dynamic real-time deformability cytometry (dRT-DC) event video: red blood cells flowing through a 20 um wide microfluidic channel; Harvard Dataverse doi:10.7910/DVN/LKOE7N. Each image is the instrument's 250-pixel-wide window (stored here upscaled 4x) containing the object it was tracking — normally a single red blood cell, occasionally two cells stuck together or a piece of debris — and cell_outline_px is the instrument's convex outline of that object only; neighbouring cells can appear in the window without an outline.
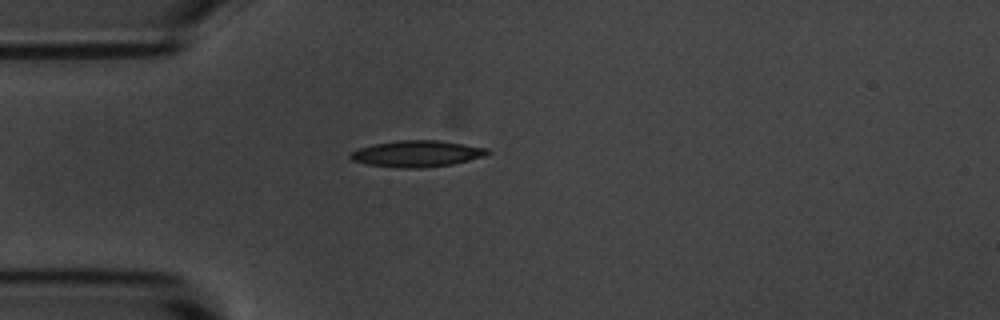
{"species": "common noctule bat (a hibernating species)", "species_latin": "Nyctalus noctula", "temperature_condition": "room temperature", "stored_images_in_passage": 35, "camera_frame_rate_fps": 3000, "um_per_image_px": 0.085, "animal": {"sex": "male", "body_mass_g": 20.1, "forearm_length_mm": 53.5}, "frame": {"image": 1, "passage_image": 1, "time_ms": 0.0, "image_size_px": [1000, 320], "cell_outline_px": [[492, 152], [484, 156], [452, 164], [420, 168], [400, 168], [368, 164], [352, 160], [348, 156], [352, 152], [360, 148], [372, 144], [400, 140], [440, 140], [488, 148]], "centroid_in_image_um": [35.46, 13.06], "position_along_channel_um": 49.5, "area_um2": 20.98}}
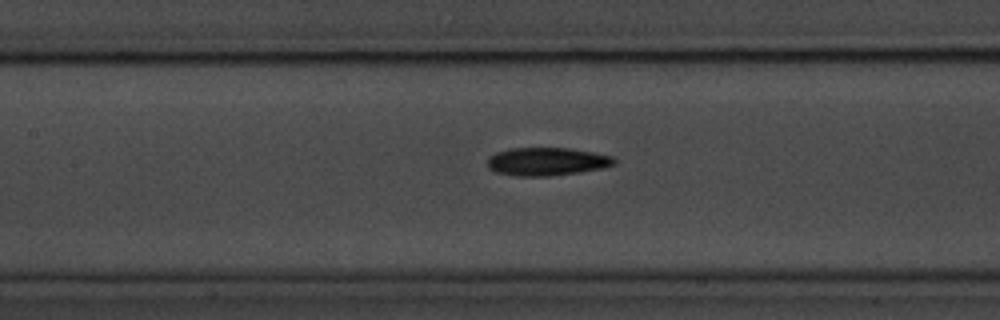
{"frame": {"image": 2, "passage_image": 11, "time_ms": 3.333, "image_size_px": [1000, 320], "cell_outline_px": [[616, 164], [600, 168], [580, 172], [548, 176], [516, 176], [496, 172], [488, 168], [488, 156], [496, 152], [512, 148], [568, 148], [592, 152], [612, 156], [616, 160]], "centroid_in_image_um": [46.46, 13.73], "position_along_channel_um": 160.9, "area_um2": 20.69}}
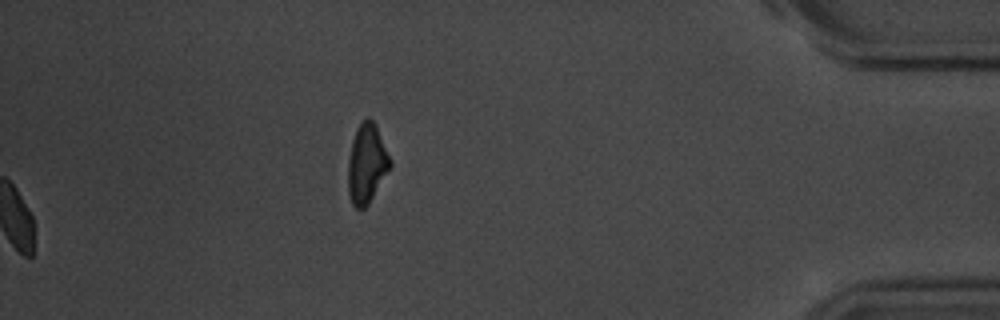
{"frame": {"image": 3, "passage_image": 35, "time_ms": 11.333, "image_size_px": [1000, 320], "cell_outline_px": [[392, 164], [368, 204], [364, 208], [356, 208], [352, 204], [348, 192], [348, 160], [352, 140], [356, 128], [368, 116], [376, 124], [392, 160]], "centroid_in_image_um": [31.17, 13.88], "position_along_channel_um": 404.0, "area_um2": 19.42}, "authors_computed_cell_mechanics": {"area_um2": 19.9988, "velocity_mm_per_s": 3.6266, "shape_relaxation_time_tau1_ms": 3.567, "shape_relaxation_time_tau2_ms": 11.0086, "deformation_change_tau1": 0.1317, "deformation_change_tau2": 0.2215}}